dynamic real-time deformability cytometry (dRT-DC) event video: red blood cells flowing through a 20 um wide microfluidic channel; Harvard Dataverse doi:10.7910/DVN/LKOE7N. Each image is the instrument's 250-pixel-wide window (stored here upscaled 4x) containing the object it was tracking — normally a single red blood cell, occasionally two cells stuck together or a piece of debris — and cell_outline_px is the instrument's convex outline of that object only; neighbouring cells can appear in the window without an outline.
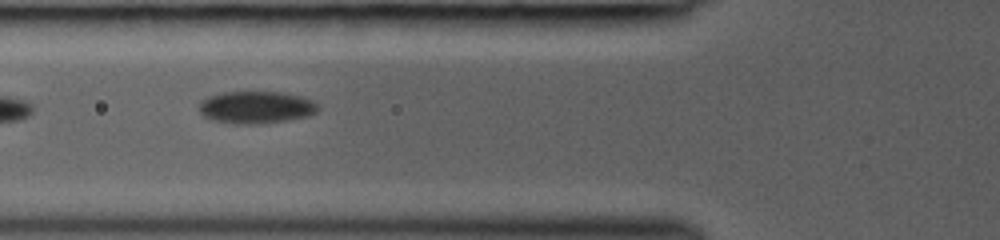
{"species": "common noctule bat (a hibernating species)", "species_latin": "Nyctalus noctula", "temperature_condition": "room temperature", "stored_images_in_passage": 9, "camera_frame_rate_fps": 3000, "um_per_image_px": 0.085, "animal": {"sex": "female", "body_mass_g": 19.0, "forearm_length_mm": 53.3}, "frame": {"image": 1, "passage_image": 3, "time_ms": 2.0, "image_size_px": [1000, 240], "cell_outline_px": [[320, 108], [316, 112], [308, 116], [288, 120], [256, 124], [232, 124], [212, 120], [204, 116], [200, 112], [200, 100], [208, 96], [224, 92], [280, 92], [300, 96], [312, 100]], "centroid_in_image_um": [21.75, 9.13], "position_along_channel_um": 104.0, "area_um2": 22.43}}
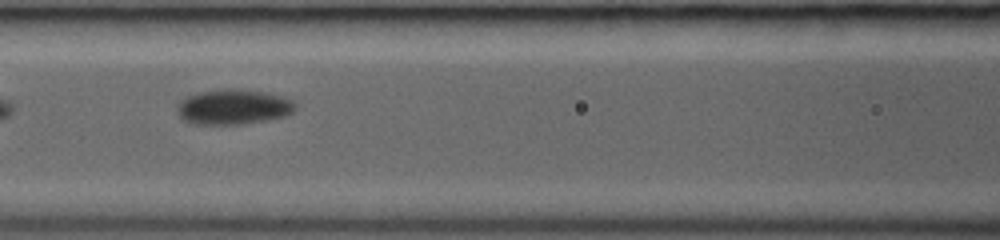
{"frame": {"image": 2, "passage_image": 4, "time_ms": 3.0, "image_size_px": [1000, 240], "cell_outline_px": [[296, 108], [288, 116], [244, 124], [188, 124], [180, 116], [176, 108], [180, 100], [188, 96], [200, 92], [228, 88], [264, 92], [284, 96], [292, 100], [296, 104]], "centroid_in_image_um": [19.85, 9.1], "position_along_channel_um": 146.7, "area_um2": 24.33}}